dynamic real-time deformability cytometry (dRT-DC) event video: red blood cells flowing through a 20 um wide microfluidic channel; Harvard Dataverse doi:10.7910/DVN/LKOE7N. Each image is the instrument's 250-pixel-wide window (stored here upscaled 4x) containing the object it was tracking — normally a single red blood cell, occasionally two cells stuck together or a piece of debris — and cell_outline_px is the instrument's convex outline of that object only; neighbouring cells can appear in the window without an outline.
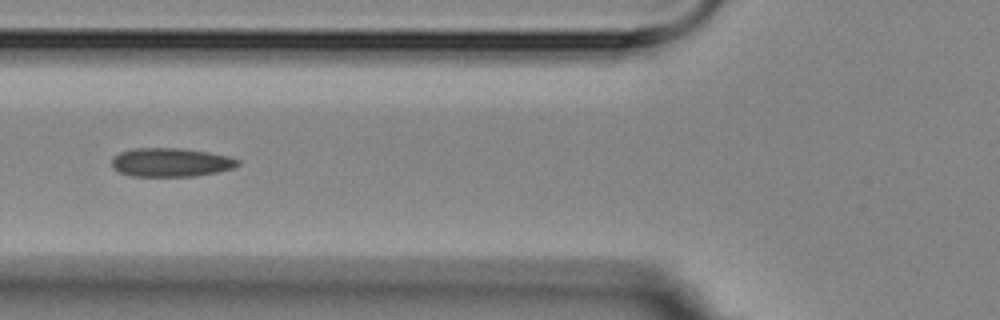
{"species": "Egyptian fruit bat (a non-hibernating species)", "species_latin": "Rousettus aegyptiacus", "temperature_condition": "room temperature", "stored_images_in_passage": 14, "camera_frame_rate_fps": 3000, "um_per_image_px": 0.085, "animal": {"sex": "female"}, "frame": {"image": 1, "passage_image": 5, "time_ms": 4.667, "image_size_px": [1000, 320], "cell_outline_px": [[240, 164], [232, 168], [216, 172], [196, 176], [132, 176], [120, 172], [112, 168], [112, 160], [120, 152], [136, 148], [180, 148], [208, 152], [228, 156], [240, 160]], "centroid_in_image_um": [14.53, 13.8], "position_along_channel_um": 111.3, "area_um2": 20.98}}
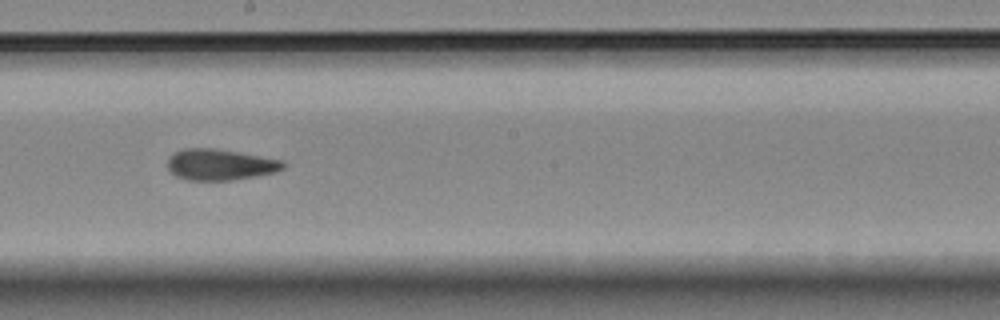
{"frame": {"image": 2, "passage_image": 8, "time_ms": 8.0, "image_size_px": [1000, 320], "cell_outline_px": [[288, 164], [284, 168], [276, 172], [256, 176], [232, 180], [184, 180], [176, 176], [168, 168], [168, 160], [176, 152], [184, 148], [212, 148], [284, 160]], "centroid_in_image_um": [18.75, 14.0], "position_along_channel_um": 229.4, "area_um2": 20.87}}
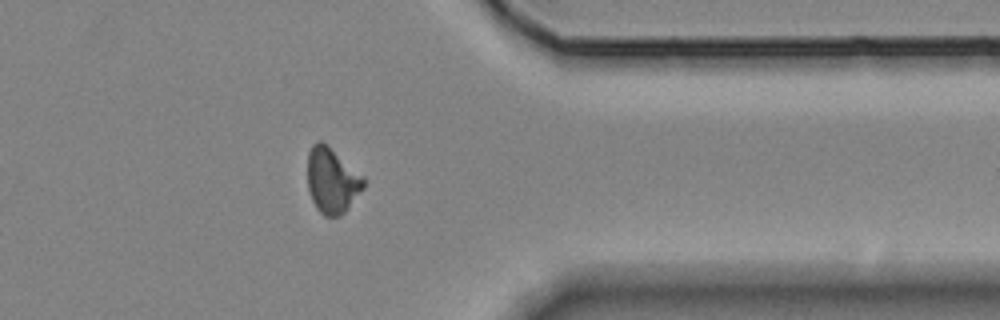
{"frame": {"image": 3, "passage_image": 12, "time_ms": 12.667, "image_size_px": [1000, 320], "cell_outline_px": [[364, 188], [348, 208], [340, 216], [324, 216], [316, 208], [312, 200], [308, 188], [308, 152], [312, 144], [316, 140], [320, 140], [328, 144], [364, 176]], "centroid_in_image_um": [28.22, 15.31], "position_along_channel_um": 383.2, "area_um2": 21.62}}